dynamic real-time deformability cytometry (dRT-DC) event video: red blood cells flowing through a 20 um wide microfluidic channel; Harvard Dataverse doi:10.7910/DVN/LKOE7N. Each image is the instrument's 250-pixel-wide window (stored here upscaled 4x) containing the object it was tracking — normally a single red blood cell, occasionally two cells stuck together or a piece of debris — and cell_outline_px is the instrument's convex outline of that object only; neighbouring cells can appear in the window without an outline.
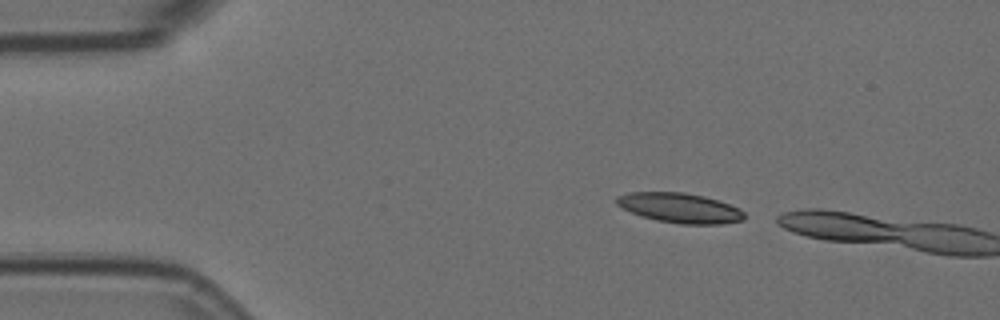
{"species": "Egyptian fruit bat (a non-hibernating species)", "species_latin": "Rousettus aegyptiacus", "temperature_condition": "room temperature", "stored_images_in_passage": 3, "camera_frame_rate_fps": 3000, "um_per_image_px": 0.085, "animal": {"sex": "female"}, "frame": {"image": 1, "passage_image": 1, "time_ms": 0.0, "image_size_px": [1000, 320], "cell_outline_px": [[744, 220], [720, 224], [680, 224], [656, 220], [632, 212], [616, 204], [616, 196], [628, 192], [684, 192], [704, 196], [740, 208], [744, 212]], "centroid_in_image_um": [57.79, 17.67], "position_along_channel_um": 27.2, "area_um2": 22.08}}